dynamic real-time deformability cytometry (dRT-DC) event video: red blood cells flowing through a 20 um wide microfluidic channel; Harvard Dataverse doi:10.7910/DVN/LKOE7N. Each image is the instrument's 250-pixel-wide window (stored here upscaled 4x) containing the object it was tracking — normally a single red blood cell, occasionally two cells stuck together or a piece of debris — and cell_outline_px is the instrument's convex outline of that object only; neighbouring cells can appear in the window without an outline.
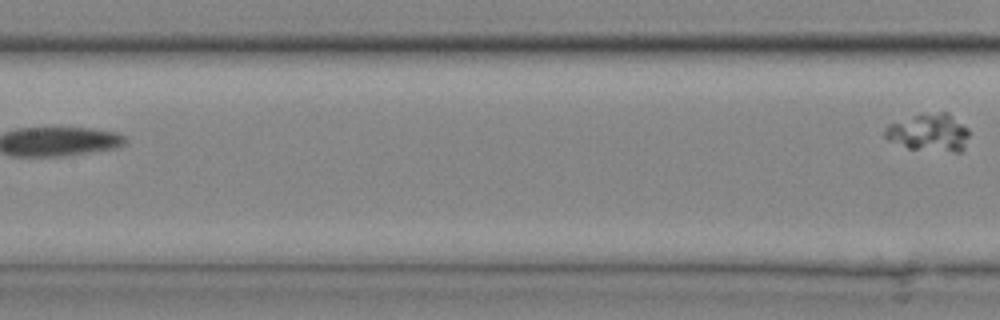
{"species": "common noctule bat (a hibernating species)", "species_latin": "Nyctalus noctula", "temperature_condition": "cold", "stored_images_in_passage": 16, "segment_of_instrument_passage": [2, 2], "camera_frame_rate_fps": 3000, "um_per_image_px": 0.085, "animal": {"sex": "male", "body_mass_g": 20.4}, "frame": {"image": 1, "passage_image": 16, "time_ms": 5.0, "image_size_px": [1000, 320], "cell_outline_px": [[968, 136], [964, 148], [960, 152], [952, 152], [908, 148], [888, 140], [884, 136], [884, 128], [888, 124], [920, 112], [948, 112], [968, 128]], "centroid_in_image_um": [78.95, 11.24], "position_along_channel_um": 128.5, "area_um2": 18.79}}